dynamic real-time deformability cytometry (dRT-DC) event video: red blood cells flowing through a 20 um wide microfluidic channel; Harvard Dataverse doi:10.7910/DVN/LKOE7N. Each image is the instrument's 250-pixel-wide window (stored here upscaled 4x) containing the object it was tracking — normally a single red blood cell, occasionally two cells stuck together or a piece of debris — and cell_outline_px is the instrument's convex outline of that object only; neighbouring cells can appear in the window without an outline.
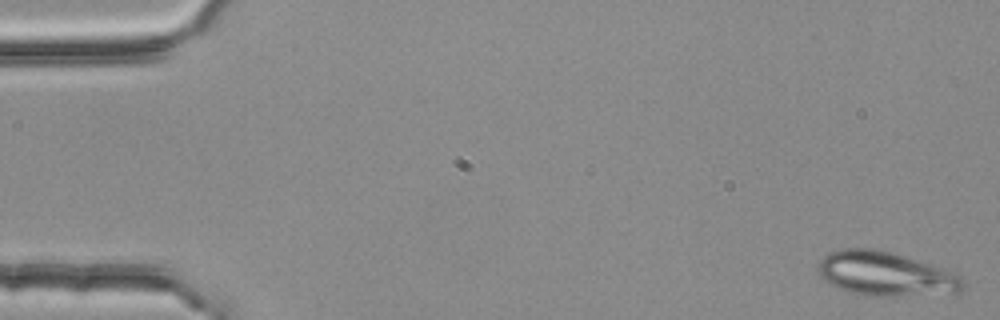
{"species": "common noctule bat (a hibernating species)", "species_latin": "Nyctalus noctula", "temperature_condition": "room temperature", "stored_images_in_passage": 52, "camera_frame_rate_fps": 3000, "um_per_image_px": 0.085, "animal": {"sex": "female", "body_mass_g": 25.1}, "frame": {"image": 1, "passage_image": 1, "time_ms": 0.0, "image_size_px": [1000, 320], "cell_outline_px": [[964, 288], [960, 292], [896, 296], [864, 296], [848, 292], [836, 288], [824, 280], [820, 276], [816, 268], [820, 260], [828, 252], [840, 248], [872, 248], [892, 252], [944, 268], [964, 280]], "centroid_in_image_um": [75.21, 23.28], "position_along_channel_um": 9.8, "area_um2": 37.57}}
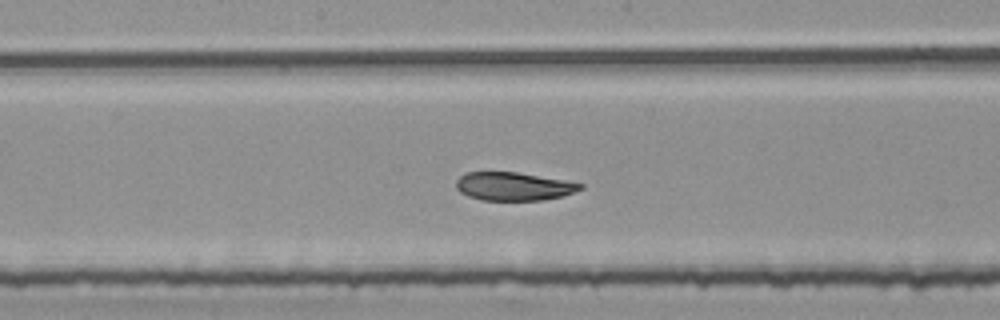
{"frame": {"image": 2, "passage_image": 28, "time_ms": 9.0, "image_size_px": [1000, 320], "cell_outline_px": [[584, 188], [560, 196], [544, 200], [480, 200], [468, 196], [460, 192], [456, 188], [456, 180], [460, 176], [468, 172], [516, 172], [564, 180], [584, 184]], "centroid_in_image_um": [43.63, 15.84], "position_along_channel_um": 204.6, "area_um2": 20.35}}
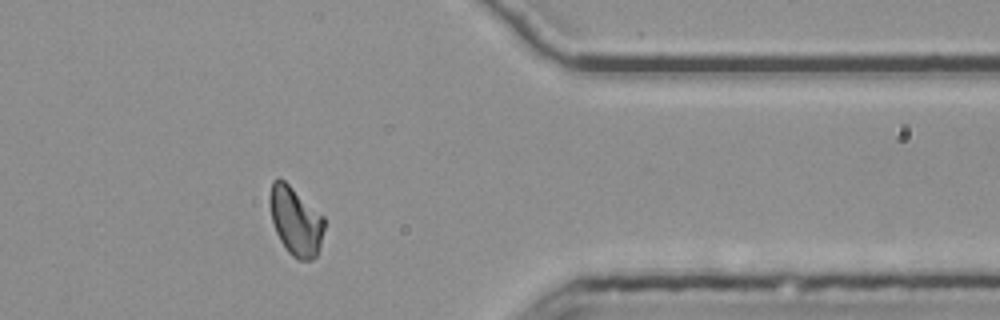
{"frame": {"image": 3, "passage_image": 44, "time_ms": 14.333, "image_size_px": [1000, 320], "cell_outline_px": [[324, 228], [320, 248], [316, 256], [312, 260], [296, 260], [288, 252], [280, 240], [276, 232], [272, 220], [268, 196], [272, 180], [276, 176], [280, 176], [324, 216]], "centroid_in_image_um": [25.11, 18.76], "position_along_channel_um": 386.3, "area_um2": 22.08}, "authors_computed_cell_mechanics": {"area_um2": 22.1085, "velocity_mm_per_s": 3.7599, "shape_relaxation_time_tau1_ms": 7.9043, "shape_relaxation_time_tau2_ms": 1.9409, "deformation_change_tau1": 0.1922, "deformation_change_tau2": 0.0528}}